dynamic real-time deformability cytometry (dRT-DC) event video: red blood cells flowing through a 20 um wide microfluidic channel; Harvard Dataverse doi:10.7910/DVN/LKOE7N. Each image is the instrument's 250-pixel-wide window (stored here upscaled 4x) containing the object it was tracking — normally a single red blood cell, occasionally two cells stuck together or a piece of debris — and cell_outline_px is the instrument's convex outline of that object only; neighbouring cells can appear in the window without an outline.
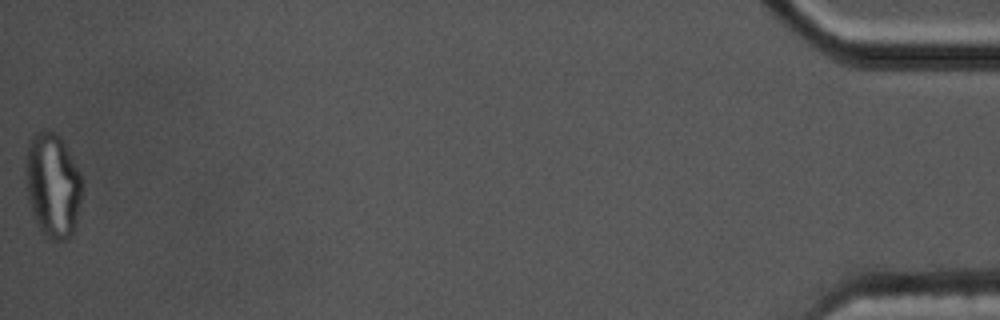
{"species": "common noctule bat (a hibernating species)", "species_latin": "Nyctalus noctula", "temperature_condition": "cold", "stored_images_in_passage": 46, "segment_of_instrument_passage": [2, 2], "camera_frame_rate_fps": 3000, "um_per_image_px": 0.085, "animal": {"sex": "male", "body_mass_g": 17.5, "forearm_length_mm": 52.3}, "frame": {"image": 1, "passage_image": 46, "time_ms": 15.0, "image_size_px": [1000, 320], "cell_outline_px": [[84, 192], [72, 236], [68, 240], [52, 240], [44, 236], [32, 212], [28, 200], [28, 148], [32, 136], [36, 132], [44, 128], [48, 128], [56, 132], [60, 136], [80, 172], [84, 180]], "centroid_in_image_um": [4.56, 15.76], "position_along_channel_um": 430.6, "area_um2": 34.39}}